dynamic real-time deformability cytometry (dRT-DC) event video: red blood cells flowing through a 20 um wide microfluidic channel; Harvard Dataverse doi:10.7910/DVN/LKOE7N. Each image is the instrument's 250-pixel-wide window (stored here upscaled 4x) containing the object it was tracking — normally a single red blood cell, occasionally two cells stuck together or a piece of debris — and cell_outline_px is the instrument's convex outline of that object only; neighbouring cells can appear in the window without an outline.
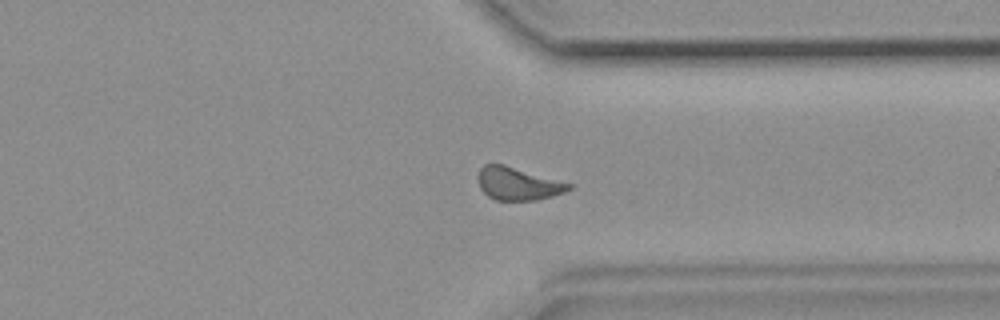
{"species": "common noctule bat (a hibernating species)", "species_latin": "Nyctalus noctula", "temperature_condition": "room temperature", "stored_images_in_passage": 45, "segment_of_instrument_passage": [2, 3], "camera_frame_rate_fps": 3000, "um_per_image_px": 0.085, "animal": {"sex": "female", "body_mass_g": 19.9}, "frame": {"image": 1, "passage_image": 33, "time_ms": 10.667, "image_size_px": [1000, 320], "cell_outline_px": [[572, 188], [564, 192], [552, 196], [536, 200], [496, 200], [488, 196], [480, 188], [476, 176], [480, 168], [484, 164], [504, 164], [572, 184]], "centroid_in_image_um": [43.98, 15.61], "position_along_channel_um": 367.4, "area_um2": 17.34}}
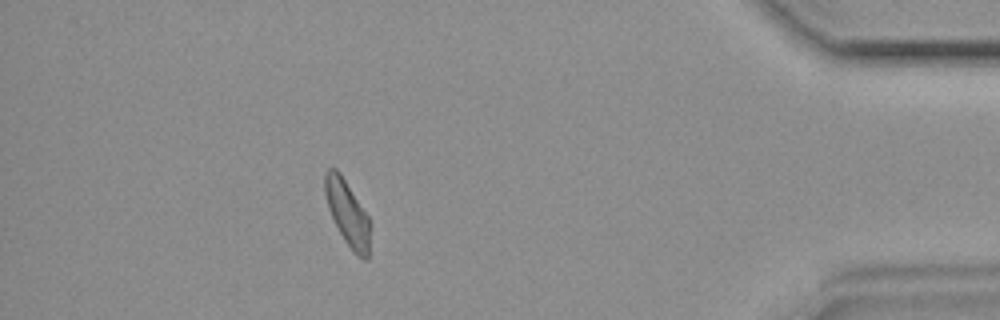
{"frame": {"image": 2, "passage_image": 39, "time_ms": 12.667, "image_size_px": [1000, 320], "cell_outline_px": [[368, 260], [364, 260], [356, 256], [352, 252], [344, 240], [328, 208], [324, 192], [324, 172], [328, 168], [336, 168], [340, 172], [368, 216]], "centroid_in_image_um": [29.49, 18.09], "position_along_channel_um": 405.7, "area_um2": 16.88}}